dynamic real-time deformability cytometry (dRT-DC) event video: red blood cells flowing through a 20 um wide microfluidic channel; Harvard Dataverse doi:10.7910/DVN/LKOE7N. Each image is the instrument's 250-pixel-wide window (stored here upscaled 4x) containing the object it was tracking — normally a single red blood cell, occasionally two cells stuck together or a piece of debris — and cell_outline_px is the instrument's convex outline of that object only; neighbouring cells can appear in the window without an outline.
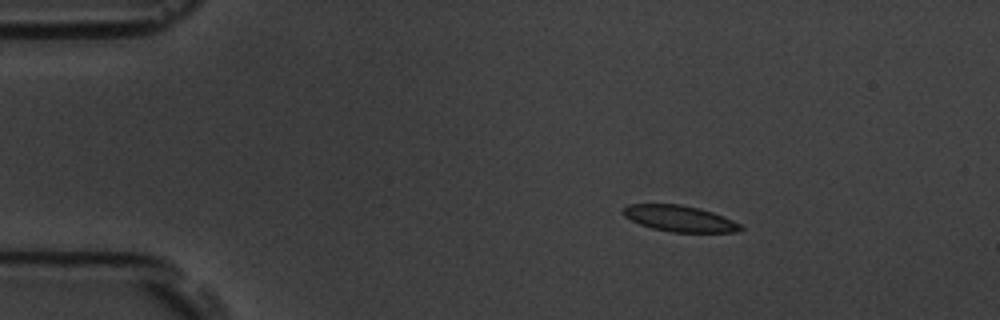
{"species": "common noctule bat (a hibernating species)", "species_latin": "Nyctalus noctula", "temperature_condition": "room temperature", "stored_images_in_passage": 3, "camera_frame_rate_fps": 3000, "um_per_image_px": 0.085, "animal": {"sex": "male", "body_mass_g": 19.5, "forearm_length_mm": 54.6}, "frame": {"image": 1, "passage_image": 1, "time_ms": 0.0, "image_size_px": [1000, 320], "cell_outline_px": [[744, 228], [736, 232], [672, 232], [652, 228], [640, 224], [624, 216], [620, 212], [628, 204], [680, 204], [700, 208], [724, 216], [740, 224]], "centroid_in_image_um": [57.76, 18.57], "position_along_channel_um": 27.2, "area_um2": 17.86}}